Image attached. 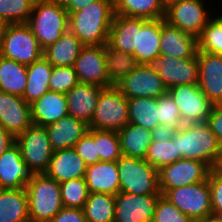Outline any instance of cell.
Wrapping results in <instances>:
<instances>
[{
  "mask_svg": "<svg viewBox=\"0 0 222 222\" xmlns=\"http://www.w3.org/2000/svg\"><path fill=\"white\" fill-rule=\"evenodd\" d=\"M69 13V31L84 45H105L114 16L113 0H98Z\"/></svg>",
  "mask_w": 222,
  "mask_h": 222,
  "instance_id": "cell-1",
  "label": "cell"
},
{
  "mask_svg": "<svg viewBox=\"0 0 222 222\" xmlns=\"http://www.w3.org/2000/svg\"><path fill=\"white\" fill-rule=\"evenodd\" d=\"M175 143L182 158L201 161L209 168L221 147L206 122L183 124L175 130Z\"/></svg>",
  "mask_w": 222,
  "mask_h": 222,
  "instance_id": "cell-2",
  "label": "cell"
},
{
  "mask_svg": "<svg viewBox=\"0 0 222 222\" xmlns=\"http://www.w3.org/2000/svg\"><path fill=\"white\" fill-rule=\"evenodd\" d=\"M26 24L45 49L69 31V13L53 0H35Z\"/></svg>",
  "mask_w": 222,
  "mask_h": 222,
  "instance_id": "cell-3",
  "label": "cell"
},
{
  "mask_svg": "<svg viewBox=\"0 0 222 222\" xmlns=\"http://www.w3.org/2000/svg\"><path fill=\"white\" fill-rule=\"evenodd\" d=\"M25 190L30 222H49L63 208L60 184L45 173L33 174Z\"/></svg>",
  "mask_w": 222,
  "mask_h": 222,
  "instance_id": "cell-4",
  "label": "cell"
},
{
  "mask_svg": "<svg viewBox=\"0 0 222 222\" xmlns=\"http://www.w3.org/2000/svg\"><path fill=\"white\" fill-rule=\"evenodd\" d=\"M116 164L120 178V192L162 195L159 190L158 170L145 159L122 155Z\"/></svg>",
  "mask_w": 222,
  "mask_h": 222,
  "instance_id": "cell-5",
  "label": "cell"
},
{
  "mask_svg": "<svg viewBox=\"0 0 222 222\" xmlns=\"http://www.w3.org/2000/svg\"><path fill=\"white\" fill-rule=\"evenodd\" d=\"M128 123V99L115 85L103 88L89 128L118 132Z\"/></svg>",
  "mask_w": 222,
  "mask_h": 222,
  "instance_id": "cell-6",
  "label": "cell"
},
{
  "mask_svg": "<svg viewBox=\"0 0 222 222\" xmlns=\"http://www.w3.org/2000/svg\"><path fill=\"white\" fill-rule=\"evenodd\" d=\"M0 55L29 66L43 57V49L26 23L7 24L0 43Z\"/></svg>",
  "mask_w": 222,
  "mask_h": 222,
  "instance_id": "cell-7",
  "label": "cell"
},
{
  "mask_svg": "<svg viewBox=\"0 0 222 222\" xmlns=\"http://www.w3.org/2000/svg\"><path fill=\"white\" fill-rule=\"evenodd\" d=\"M163 196L195 222L212 219L208 178L200 183L170 189Z\"/></svg>",
  "mask_w": 222,
  "mask_h": 222,
  "instance_id": "cell-8",
  "label": "cell"
},
{
  "mask_svg": "<svg viewBox=\"0 0 222 222\" xmlns=\"http://www.w3.org/2000/svg\"><path fill=\"white\" fill-rule=\"evenodd\" d=\"M15 142L32 174L45 173L54 152L46 127L32 124L15 138Z\"/></svg>",
  "mask_w": 222,
  "mask_h": 222,
  "instance_id": "cell-9",
  "label": "cell"
},
{
  "mask_svg": "<svg viewBox=\"0 0 222 222\" xmlns=\"http://www.w3.org/2000/svg\"><path fill=\"white\" fill-rule=\"evenodd\" d=\"M205 5L204 0L173 2L165 8L164 20L185 33L198 37L212 18Z\"/></svg>",
  "mask_w": 222,
  "mask_h": 222,
  "instance_id": "cell-10",
  "label": "cell"
},
{
  "mask_svg": "<svg viewBox=\"0 0 222 222\" xmlns=\"http://www.w3.org/2000/svg\"><path fill=\"white\" fill-rule=\"evenodd\" d=\"M147 66L158 73L167 89L177 85L198 83V60L192 58H176L165 54L150 60Z\"/></svg>",
  "mask_w": 222,
  "mask_h": 222,
  "instance_id": "cell-11",
  "label": "cell"
},
{
  "mask_svg": "<svg viewBox=\"0 0 222 222\" xmlns=\"http://www.w3.org/2000/svg\"><path fill=\"white\" fill-rule=\"evenodd\" d=\"M209 172L210 168L205 163L181 158L158 170L160 193L164 195L170 189L205 181Z\"/></svg>",
  "mask_w": 222,
  "mask_h": 222,
  "instance_id": "cell-12",
  "label": "cell"
},
{
  "mask_svg": "<svg viewBox=\"0 0 222 222\" xmlns=\"http://www.w3.org/2000/svg\"><path fill=\"white\" fill-rule=\"evenodd\" d=\"M178 106L182 122H206L213 104L198 84L177 85L167 91Z\"/></svg>",
  "mask_w": 222,
  "mask_h": 222,
  "instance_id": "cell-13",
  "label": "cell"
},
{
  "mask_svg": "<svg viewBox=\"0 0 222 222\" xmlns=\"http://www.w3.org/2000/svg\"><path fill=\"white\" fill-rule=\"evenodd\" d=\"M73 67L79 83L113 86L107 75L105 45H84Z\"/></svg>",
  "mask_w": 222,
  "mask_h": 222,
  "instance_id": "cell-14",
  "label": "cell"
},
{
  "mask_svg": "<svg viewBox=\"0 0 222 222\" xmlns=\"http://www.w3.org/2000/svg\"><path fill=\"white\" fill-rule=\"evenodd\" d=\"M115 86L127 99L158 98L168 91L159 74L150 69L147 64H139Z\"/></svg>",
  "mask_w": 222,
  "mask_h": 222,
  "instance_id": "cell-15",
  "label": "cell"
},
{
  "mask_svg": "<svg viewBox=\"0 0 222 222\" xmlns=\"http://www.w3.org/2000/svg\"><path fill=\"white\" fill-rule=\"evenodd\" d=\"M160 196L119 192L115 195L114 222H152Z\"/></svg>",
  "mask_w": 222,
  "mask_h": 222,
  "instance_id": "cell-16",
  "label": "cell"
},
{
  "mask_svg": "<svg viewBox=\"0 0 222 222\" xmlns=\"http://www.w3.org/2000/svg\"><path fill=\"white\" fill-rule=\"evenodd\" d=\"M198 85L213 105L222 104V54L197 52Z\"/></svg>",
  "mask_w": 222,
  "mask_h": 222,
  "instance_id": "cell-17",
  "label": "cell"
},
{
  "mask_svg": "<svg viewBox=\"0 0 222 222\" xmlns=\"http://www.w3.org/2000/svg\"><path fill=\"white\" fill-rule=\"evenodd\" d=\"M0 124L16 138L33 124L30 104L21 96L0 91Z\"/></svg>",
  "mask_w": 222,
  "mask_h": 222,
  "instance_id": "cell-18",
  "label": "cell"
},
{
  "mask_svg": "<svg viewBox=\"0 0 222 222\" xmlns=\"http://www.w3.org/2000/svg\"><path fill=\"white\" fill-rule=\"evenodd\" d=\"M32 172L23 161L20 148L14 142L0 157V183L3 189H21L32 178Z\"/></svg>",
  "mask_w": 222,
  "mask_h": 222,
  "instance_id": "cell-19",
  "label": "cell"
},
{
  "mask_svg": "<svg viewBox=\"0 0 222 222\" xmlns=\"http://www.w3.org/2000/svg\"><path fill=\"white\" fill-rule=\"evenodd\" d=\"M147 21L144 18L114 14L107 44L115 50L133 55L137 47L138 30Z\"/></svg>",
  "mask_w": 222,
  "mask_h": 222,
  "instance_id": "cell-20",
  "label": "cell"
},
{
  "mask_svg": "<svg viewBox=\"0 0 222 222\" xmlns=\"http://www.w3.org/2000/svg\"><path fill=\"white\" fill-rule=\"evenodd\" d=\"M197 52V37L161 19L160 54L176 58H192L197 56Z\"/></svg>",
  "mask_w": 222,
  "mask_h": 222,
  "instance_id": "cell-21",
  "label": "cell"
},
{
  "mask_svg": "<svg viewBox=\"0 0 222 222\" xmlns=\"http://www.w3.org/2000/svg\"><path fill=\"white\" fill-rule=\"evenodd\" d=\"M87 164L74 148L55 150L45 172L59 184L68 180L85 178Z\"/></svg>",
  "mask_w": 222,
  "mask_h": 222,
  "instance_id": "cell-22",
  "label": "cell"
},
{
  "mask_svg": "<svg viewBox=\"0 0 222 222\" xmlns=\"http://www.w3.org/2000/svg\"><path fill=\"white\" fill-rule=\"evenodd\" d=\"M102 89L85 83L74 86L66 93L69 115L90 125Z\"/></svg>",
  "mask_w": 222,
  "mask_h": 222,
  "instance_id": "cell-23",
  "label": "cell"
},
{
  "mask_svg": "<svg viewBox=\"0 0 222 222\" xmlns=\"http://www.w3.org/2000/svg\"><path fill=\"white\" fill-rule=\"evenodd\" d=\"M85 181L89 193L115 196L120 192V178L116 162L100 161L87 165Z\"/></svg>",
  "mask_w": 222,
  "mask_h": 222,
  "instance_id": "cell-24",
  "label": "cell"
},
{
  "mask_svg": "<svg viewBox=\"0 0 222 222\" xmlns=\"http://www.w3.org/2000/svg\"><path fill=\"white\" fill-rule=\"evenodd\" d=\"M34 125L48 126L69 115L66 94L47 91L38 100L30 104Z\"/></svg>",
  "mask_w": 222,
  "mask_h": 222,
  "instance_id": "cell-25",
  "label": "cell"
},
{
  "mask_svg": "<svg viewBox=\"0 0 222 222\" xmlns=\"http://www.w3.org/2000/svg\"><path fill=\"white\" fill-rule=\"evenodd\" d=\"M52 149L72 148L88 132L89 125L67 115L46 126Z\"/></svg>",
  "mask_w": 222,
  "mask_h": 222,
  "instance_id": "cell-26",
  "label": "cell"
},
{
  "mask_svg": "<svg viewBox=\"0 0 222 222\" xmlns=\"http://www.w3.org/2000/svg\"><path fill=\"white\" fill-rule=\"evenodd\" d=\"M84 44L71 32L64 33L55 43L43 49V57L52 66H74Z\"/></svg>",
  "mask_w": 222,
  "mask_h": 222,
  "instance_id": "cell-27",
  "label": "cell"
},
{
  "mask_svg": "<svg viewBox=\"0 0 222 222\" xmlns=\"http://www.w3.org/2000/svg\"><path fill=\"white\" fill-rule=\"evenodd\" d=\"M0 222H30L25 188L0 192Z\"/></svg>",
  "mask_w": 222,
  "mask_h": 222,
  "instance_id": "cell-28",
  "label": "cell"
},
{
  "mask_svg": "<svg viewBox=\"0 0 222 222\" xmlns=\"http://www.w3.org/2000/svg\"><path fill=\"white\" fill-rule=\"evenodd\" d=\"M117 133L122 155L145 159L152 142L150 130L128 123Z\"/></svg>",
  "mask_w": 222,
  "mask_h": 222,
  "instance_id": "cell-29",
  "label": "cell"
},
{
  "mask_svg": "<svg viewBox=\"0 0 222 222\" xmlns=\"http://www.w3.org/2000/svg\"><path fill=\"white\" fill-rule=\"evenodd\" d=\"M161 19L148 20L138 30L134 57L139 64H147L160 55Z\"/></svg>",
  "mask_w": 222,
  "mask_h": 222,
  "instance_id": "cell-30",
  "label": "cell"
},
{
  "mask_svg": "<svg viewBox=\"0 0 222 222\" xmlns=\"http://www.w3.org/2000/svg\"><path fill=\"white\" fill-rule=\"evenodd\" d=\"M52 69L53 66L44 57L27 66V84L22 98L28 104H32L49 91Z\"/></svg>",
  "mask_w": 222,
  "mask_h": 222,
  "instance_id": "cell-31",
  "label": "cell"
},
{
  "mask_svg": "<svg viewBox=\"0 0 222 222\" xmlns=\"http://www.w3.org/2000/svg\"><path fill=\"white\" fill-rule=\"evenodd\" d=\"M114 14L147 20L164 19L161 0H113Z\"/></svg>",
  "mask_w": 222,
  "mask_h": 222,
  "instance_id": "cell-32",
  "label": "cell"
},
{
  "mask_svg": "<svg viewBox=\"0 0 222 222\" xmlns=\"http://www.w3.org/2000/svg\"><path fill=\"white\" fill-rule=\"evenodd\" d=\"M27 84V66L0 55V91L23 96Z\"/></svg>",
  "mask_w": 222,
  "mask_h": 222,
  "instance_id": "cell-33",
  "label": "cell"
},
{
  "mask_svg": "<svg viewBox=\"0 0 222 222\" xmlns=\"http://www.w3.org/2000/svg\"><path fill=\"white\" fill-rule=\"evenodd\" d=\"M129 123L152 131L160 125L157 98L139 97L128 99Z\"/></svg>",
  "mask_w": 222,
  "mask_h": 222,
  "instance_id": "cell-34",
  "label": "cell"
},
{
  "mask_svg": "<svg viewBox=\"0 0 222 222\" xmlns=\"http://www.w3.org/2000/svg\"><path fill=\"white\" fill-rule=\"evenodd\" d=\"M83 211L87 222H114L115 196L89 193Z\"/></svg>",
  "mask_w": 222,
  "mask_h": 222,
  "instance_id": "cell-35",
  "label": "cell"
},
{
  "mask_svg": "<svg viewBox=\"0 0 222 222\" xmlns=\"http://www.w3.org/2000/svg\"><path fill=\"white\" fill-rule=\"evenodd\" d=\"M105 57L107 75L113 85L139 65L134 55L115 50L108 44H105Z\"/></svg>",
  "mask_w": 222,
  "mask_h": 222,
  "instance_id": "cell-36",
  "label": "cell"
},
{
  "mask_svg": "<svg viewBox=\"0 0 222 222\" xmlns=\"http://www.w3.org/2000/svg\"><path fill=\"white\" fill-rule=\"evenodd\" d=\"M198 51L222 54V15L211 18L197 37Z\"/></svg>",
  "mask_w": 222,
  "mask_h": 222,
  "instance_id": "cell-37",
  "label": "cell"
},
{
  "mask_svg": "<svg viewBox=\"0 0 222 222\" xmlns=\"http://www.w3.org/2000/svg\"><path fill=\"white\" fill-rule=\"evenodd\" d=\"M63 207L83 209L89 196L85 178L72 179L60 183Z\"/></svg>",
  "mask_w": 222,
  "mask_h": 222,
  "instance_id": "cell-38",
  "label": "cell"
},
{
  "mask_svg": "<svg viewBox=\"0 0 222 222\" xmlns=\"http://www.w3.org/2000/svg\"><path fill=\"white\" fill-rule=\"evenodd\" d=\"M181 158L177 153L174 132L172 139L169 141L151 142L145 160L159 170L161 167L172 164Z\"/></svg>",
  "mask_w": 222,
  "mask_h": 222,
  "instance_id": "cell-39",
  "label": "cell"
},
{
  "mask_svg": "<svg viewBox=\"0 0 222 222\" xmlns=\"http://www.w3.org/2000/svg\"><path fill=\"white\" fill-rule=\"evenodd\" d=\"M35 0H0V18L6 24L27 23Z\"/></svg>",
  "mask_w": 222,
  "mask_h": 222,
  "instance_id": "cell-40",
  "label": "cell"
},
{
  "mask_svg": "<svg viewBox=\"0 0 222 222\" xmlns=\"http://www.w3.org/2000/svg\"><path fill=\"white\" fill-rule=\"evenodd\" d=\"M95 144L100 161L117 162L122 156L120 139L116 131L95 129Z\"/></svg>",
  "mask_w": 222,
  "mask_h": 222,
  "instance_id": "cell-41",
  "label": "cell"
},
{
  "mask_svg": "<svg viewBox=\"0 0 222 222\" xmlns=\"http://www.w3.org/2000/svg\"><path fill=\"white\" fill-rule=\"evenodd\" d=\"M78 83L73 66H53L49 78V91L66 94Z\"/></svg>",
  "mask_w": 222,
  "mask_h": 222,
  "instance_id": "cell-42",
  "label": "cell"
},
{
  "mask_svg": "<svg viewBox=\"0 0 222 222\" xmlns=\"http://www.w3.org/2000/svg\"><path fill=\"white\" fill-rule=\"evenodd\" d=\"M157 108L161 125H167L175 130L183 126L178 106L168 92L157 98Z\"/></svg>",
  "mask_w": 222,
  "mask_h": 222,
  "instance_id": "cell-43",
  "label": "cell"
},
{
  "mask_svg": "<svg viewBox=\"0 0 222 222\" xmlns=\"http://www.w3.org/2000/svg\"><path fill=\"white\" fill-rule=\"evenodd\" d=\"M152 222H195L161 195L156 203Z\"/></svg>",
  "mask_w": 222,
  "mask_h": 222,
  "instance_id": "cell-44",
  "label": "cell"
},
{
  "mask_svg": "<svg viewBox=\"0 0 222 222\" xmlns=\"http://www.w3.org/2000/svg\"><path fill=\"white\" fill-rule=\"evenodd\" d=\"M73 148L87 165L100 162L97 144H95V129L89 128Z\"/></svg>",
  "mask_w": 222,
  "mask_h": 222,
  "instance_id": "cell-45",
  "label": "cell"
},
{
  "mask_svg": "<svg viewBox=\"0 0 222 222\" xmlns=\"http://www.w3.org/2000/svg\"><path fill=\"white\" fill-rule=\"evenodd\" d=\"M208 182L211 190L212 219L222 220V176L210 171Z\"/></svg>",
  "mask_w": 222,
  "mask_h": 222,
  "instance_id": "cell-46",
  "label": "cell"
},
{
  "mask_svg": "<svg viewBox=\"0 0 222 222\" xmlns=\"http://www.w3.org/2000/svg\"><path fill=\"white\" fill-rule=\"evenodd\" d=\"M206 123L216 136L218 142L222 145V104L212 106Z\"/></svg>",
  "mask_w": 222,
  "mask_h": 222,
  "instance_id": "cell-47",
  "label": "cell"
},
{
  "mask_svg": "<svg viewBox=\"0 0 222 222\" xmlns=\"http://www.w3.org/2000/svg\"><path fill=\"white\" fill-rule=\"evenodd\" d=\"M49 222H87L83 209L63 207Z\"/></svg>",
  "mask_w": 222,
  "mask_h": 222,
  "instance_id": "cell-48",
  "label": "cell"
},
{
  "mask_svg": "<svg viewBox=\"0 0 222 222\" xmlns=\"http://www.w3.org/2000/svg\"><path fill=\"white\" fill-rule=\"evenodd\" d=\"M175 129L167 125H158L152 131V142H166L172 139Z\"/></svg>",
  "mask_w": 222,
  "mask_h": 222,
  "instance_id": "cell-49",
  "label": "cell"
},
{
  "mask_svg": "<svg viewBox=\"0 0 222 222\" xmlns=\"http://www.w3.org/2000/svg\"><path fill=\"white\" fill-rule=\"evenodd\" d=\"M53 1L57 5H59L62 9H65L68 12H75L81 10L86 5L98 0H53Z\"/></svg>",
  "mask_w": 222,
  "mask_h": 222,
  "instance_id": "cell-50",
  "label": "cell"
},
{
  "mask_svg": "<svg viewBox=\"0 0 222 222\" xmlns=\"http://www.w3.org/2000/svg\"><path fill=\"white\" fill-rule=\"evenodd\" d=\"M14 142L15 137L0 124V157Z\"/></svg>",
  "mask_w": 222,
  "mask_h": 222,
  "instance_id": "cell-51",
  "label": "cell"
},
{
  "mask_svg": "<svg viewBox=\"0 0 222 222\" xmlns=\"http://www.w3.org/2000/svg\"><path fill=\"white\" fill-rule=\"evenodd\" d=\"M210 171L215 175L222 176V145L216 155V158L210 168Z\"/></svg>",
  "mask_w": 222,
  "mask_h": 222,
  "instance_id": "cell-52",
  "label": "cell"
},
{
  "mask_svg": "<svg viewBox=\"0 0 222 222\" xmlns=\"http://www.w3.org/2000/svg\"><path fill=\"white\" fill-rule=\"evenodd\" d=\"M7 24L0 18V43L5 32Z\"/></svg>",
  "mask_w": 222,
  "mask_h": 222,
  "instance_id": "cell-53",
  "label": "cell"
},
{
  "mask_svg": "<svg viewBox=\"0 0 222 222\" xmlns=\"http://www.w3.org/2000/svg\"><path fill=\"white\" fill-rule=\"evenodd\" d=\"M176 1H180V0H161L162 4L165 6V8L168 5H170L171 3L176 2Z\"/></svg>",
  "mask_w": 222,
  "mask_h": 222,
  "instance_id": "cell-54",
  "label": "cell"
},
{
  "mask_svg": "<svg viewBox=\"0 0 222 222\" xmlns=\"http://www.w3.org/2000/svg\"><path fill=\"white\" fill-rule=\"evenodd\" d=\"M203 222H222V220H215V219H210V220H206Z\"/></svg>",
  "mask_w": 222,
  "mask_h": 222,
  "instance_id": "cell-55",
  "label": "cell"
},
{
  "mask_svg": "<svg viewBox=\"0 0 222 222\" xmlns=\"http://www.w3.org/2000/svg\"><path fill=\"white\" fill-rule=\"evenodd\" d=\"M3 190L2 186H1V183H0V192Z\"/></svg>",
  "mask_w": 222,
  "mask_h": 222,
  "instance_id": "cell-56",
  "label": "cell"
}]
</instances>
